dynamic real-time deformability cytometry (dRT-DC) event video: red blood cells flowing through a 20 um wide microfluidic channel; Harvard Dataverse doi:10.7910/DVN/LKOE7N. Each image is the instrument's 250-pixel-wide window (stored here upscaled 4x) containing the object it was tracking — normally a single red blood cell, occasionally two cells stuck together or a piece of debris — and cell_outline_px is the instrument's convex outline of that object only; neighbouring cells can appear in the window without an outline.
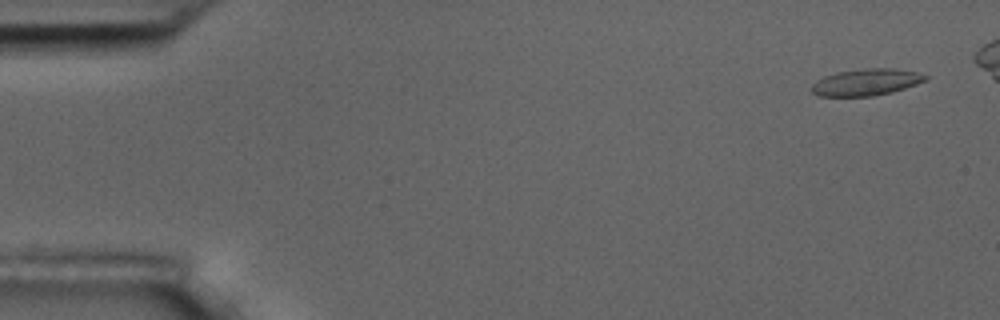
{"species": "common noctule bat (a hibernating species)", "species_latin": "Nyctalus noctula", "temperature_condition": "room temperature", "stored_images_in_passage": 5, "camera_frame_rate_fps": 3000, "um_per_image_px": 0.085, "animal": {"sex": "male", "body_mass_g": 17.5, "forearm_length_mm": 52.3}, "frame": {"image": 1, "passage_image": 1, "time_ms": 0.0, "image_size_px": [1000, 320], "cell_outline_px": [[928, 80], [892, 92], [872, 96], [820, 96], [812, 92], [812, 84], [816, 80], [824, 76], [840, 72], [864, 68], [892, 68], [916, 72], [928, 76]], "centroid_in_image_um": [73.63, 6.98], "position_along_channel_um": 11.4, "area_um2": 17.57}}